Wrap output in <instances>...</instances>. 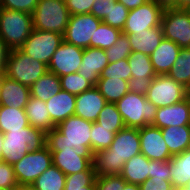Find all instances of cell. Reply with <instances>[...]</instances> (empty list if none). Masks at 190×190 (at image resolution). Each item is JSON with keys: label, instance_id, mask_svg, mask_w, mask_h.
Here are the masks:
<instances>
[{"label": "cell", "instance_id": "f546056e", "mask_svg": "<svg viewBox=\"0 0 190 190\" xmlns=\"http://www.w3.org/2000/svg\"><path fill=\"white\" fill-rule=\"evenodd\" d=\"M60 91V77L49 71L30 87L31 97L38 98L44 102H47L51 97H54Z\"/></svg>", "mask_w": 190, "mask_h": 190}, {"label": "cell", "instance_id": "ac0fdd59", "mask_svg": "<svg viewBox=\"0 0 190 190\" xmlns=\"http://www.w3.org/2000/svg\"><path fill=\"white\" fill-rule=\"evenodd\" d=\"M107 104L106 99L101 95L100 91L93 86L91 89L76 95L75 116L84 120L96 122L99 113Z\"/></svg>", "mask_w": 190, "mask_h": 190}, {"label": "cell", "instance_id": "db71d44e", "mask_svg": "<svg viewBox=\"0 0 190 190\" xmlns=\"http://www.w3.org/2000/svg\"><path fill=\"white\" fill-rule=\"evenodd\" d=\"M123 190H141L140 185L126 183Z\"/></svg>", "mask_w": 190, "mask_h": 190}, {"label": "cell", "instance_id": "11a10c76", "mask_svg": "<svg viewBox=\"0 0 190 190\" xmlns=\"http://www.w3.org/2000/svg\"><path fill=\"white\" fill-rule=\"evenodd\" d=\"M3 134L0 132V161H2Z\"/></svg>", "mask_w": 190, "mask_h": 190}, {"label": "cell", "instance_id": "836d02e7", "mask_svg": "<svg viewBox=\"0 0 190 190\" xmlns=\"http://www.w3.org/2000/svg\"><path fill=\"white\" fill-rule=\"evenodd\" d=\"M101 127L110 129L115 134L125 128L121 114L118 112L116 103H107L99 113L96 121Z\"/></svg>", "mask_w": 190, "mask_h": 190}, {"label": "cell", "instance_id": "7402d4cb", "mask_svg": "<svg viewBox=\"0 0 190 190\" xmlns=\"http://www.w3.org/2000/svg\"><path fill=\"white\" fill-rule=\"evenodd\" d=\"M51 121L57 125L75 114L76 95L61 90L46 102Z\"/></svg>", "mask_w": 190, "mask_h": 190}, {"label": "cell", "instance_id": "d6a6232c", "mask_svg": "<svg viewBox=\"0 0 190 190\" xmlns=\"http://www.w3.org/2000/svg\"><path fill=\"white\" fill-rule=\"evenodd\" d=\"M167 75L186 88L190 86V48L180 49L178 58Z\"/></svg>", "mask_w": 190, "mask_h": 190}, {"label": "cell", "instance_id": "9c48e42d", "mask_svg": "<svg viewBox=\"0 0 190 190\" xmlns=\"http://www.w3.org/2000/svg\"><path fill=\"white\" fill-rule=\"evenodd\" d=\"M52 164V153L47 146L37 151H29L13 164L19 187H30Z\"/></svg>", "mask_w": 190, "mask_h": 190}, {"label": "cell", "instance_id": "4dcf8cb0", "mask_svg": "<svg viewBox=\"0 0 190 190\" xmlns=\"http://www.w3.org/2000/svg\"><path fill=\"white\" fill-rule=\"evenodd\" d=\"M28 126L29 122L25 109L0 106V132L2 134L11 130H22Z\"/></svg>", "mask_w": 190, "mask_h": 190}, {"label": "cell", "instance_id": "8d00e7d4", "mask_svg": "<svg viewBox=\"0 0 190 190\" xmlns=\"http://www.w3.org/2000/svg\"><path fill=\"white\" fill-rule=\"evenodd\" d=\"M121 33V30L102 22L94 34V48L106 50L112 47Z\"/></svg>", "mask_w": 190, "mask_h": 190}, {"label": "cell", "instance_id": "680465c9", "mask_svg": "<svg viewBox=\"0 0 190 190\" xmlns=\"http://www.w3.org/2000/svg\"><path fill=\"white\" fill-rule=\"evenodd\" d=\"M19 190H33L31 187H20Z\"/></svg>", "mask_w": 190, "mask_h": 190}, {"label": "cell", "instance_id": "91938a15", "mask_svg": "<svg viewBox=\"0 0 190 190\" xmlns=\"http://www.w3.org/2000/svg\"><path fill=\"white\" fill-rule=\"evenodd\" d=\"M186 186H187V188L190 189V181L188 182V184Z\"/></svg>", "mask_w": 190, "mask_h": 190}, {"label": "cell", "instance_id": "d6986e66", "mask_svg": "<svg viewBox=\"0 0 190 190\" xmlns=\"http://www.w3.org/2000/svg\"><path fill=\"white\" fill-rule=\"evenodd\" d=\"M108 64L109 61L105 50L88 47L84 49L82 63L78 73L95 86L102 71L108 66Z\"/></svg>", "mask_w": 190, "mask_h": 190}, {"label": "cell", "instance_id": "816d5d0a", "mask_svg": "<svg viewBox=\"0 0 190 190\" xmlns=\"http://www.w3.org/2000/svg\"><path fill=\"white\" fill-rule=\"evenodd\" d=\"M153 2H156L157 4L162 5L164 8H167V7L176 8V0H153Z\"/></svg>", "mask_w": 190, "mask_h": 190}, {"label": "cell", "instance_id": "2e32d148", "mask_svg": "<svg viewBox=\"0 0 190 190\" xmlns=\"http://www.w3.org/2000/svg\"><path fill=\"white\" fill-rule=\"evenodd\" d=\"M154 126L162 129L169 126H190V101H183L157 109Z\"/></svg>", "mask_w": 190, "mask_h": 190}, {"label": "cell", "instance_id": "6f0895ef", "mask_svg": "<svg viewBox=\"0 0 190 190\" xmlns=\"http://www.w3.org/2000/svg\"><path fill=\"white\" fill-rule=\"evenodd\" d=\"M187 98H188L189 101H190V86L187 88Z\"/></svg>", "mask_w": 190, "mask_h": 190}, {"label": "cell", "instance_id": "7c38bea8", "mask_svg": "<svg viewBox=\"0 0 190 190\" xmlns=\"http://www.w3.org/2000/svg\"><path fill=\"white\" fill-rule=\"evenodd\" d=\"M63 41V35L59 33L34 29L20 49L48 66L51 57Z\"/></svg>", "mask_w": 190, "mask_h": 190}, {"label": "cell", "instance_id": "c3c4849f", "mask_svg": "<svg viewBox=\"0 0 190 190\" xmlns=\"http://www.w3.org/2000/svg\"><path fill=\"white\" fill-rule=\"evenodd\" d=\"M110 2L111 0H95L91 9V14H93L96 18L103 20L107 17L108 3Z\"/></svg>", "mask_w": 190, "mask_h": 190}, {"label": "cell", "instance_id": "ee69618b", "mask_svg": "<svg viewBox=\"0 0 190 190\" xmlns=\"http://www.w3.org/2000/svg\"><path fill=\"white\" fill-rule=\"evenodd\" d=\"M127 182L121 175L96 176V190H123Z\"/></svg>", "mask_w": 190, "mask_h": 190}, {"label": "cell", "instance_id": "9f6ffc18", "mask_svg": "<svg viewBox=\"0 0 190 190\" xmlns=\"http://www.w3.org/2000/svg\"><path fill=\"white\" fill-rule=\"evenodd\" d=\"M173 190H190L187 186L174 187Z\"/></svg>", "mask_w": 190, "mask_h": 190}, {"label": "cell", "instance_id": "6da1fadb", "mask_svg": "<svg viewBox=\"0 0 190 190\" xmlns=\"http://www.w3.org/2000/svg\"><path fill=\"white\" fill-rule=\"evenodd\" d=\"M141 153L138 128L119 130L107 149L93 154L96 176L120 175L127 160Z\"/></svg>", "mask_w": 190, "mask_h": 190}, {"label": "cell", "instance_id": "4fadbf2b", "mask_svg": "<svg viewBox=\"0 0 190 190\" xmlns=\"http://www.w3.org/2000/svg\"><path fill=\"white\" fill-rule=\"evenodd\" d=\"M164 7L156 2L149 0L145 4L129 10L124 34H138V32L161 26Z\"/></svg>", "mask_w": 190, "mask_h": 190}, {"label": "cell", "instance_id": "ab89813d", "mask_svg": "<svg viewBox=\"0 0 190 190\" xmlns=\"http://www.w3.org/2000/svg\"><path fill=\"white\" fill-rule=\"evenodd\" d=\"M107 78H118L132 82L131 68L128 59H121L115 63H109L99 77V79Z\"/></svg>", "mask_w": 190, "mask_h": 190}, {"label": "cell", "instance_id": "7a4b0ae2", "mask_svg": "<svg viewBox=\"0 0 190 190\" xmlns=\"http://www.w3.org/2000/svg\"><path fill=\"white\" fill-rule=\"evenodd\" d=\"M91 129V121L70 116L46 133V146L50 152H75L82 157L93 158Z\"/></svg>", "mask_w": 190, "mask_h": 190}, {"label": "cell", "instance_id": "44dd1931", "mask_svg": "<svg viewBox=\"0 0 190 190\" xmlns=\"http://www.w3.org/2000/svg\"><path fill=\"white\" fill-rule=\"evenodd\" d=\"M180 47L173 41L163 38L160 45L150 55L156 75H167L178 58Z\"/></svg>", "mask_w": 190, "mask_h": 190}, {"label": "cell", "instance_id": "f907efd6", "mask_svg": "<svg viewBox=\"0 0 190 190\" xmlns=\"http://www.w3.org/2000/svg\"><path fill=\"white\" fill-rule=\"evenodd\" d=\"M117 1L122 3L128 10H132L145 4L149 0H117Z\"/></svg>", "mask_w": 190, "mask_h": 190}, {"label": "cell", "instance_id": "f6af8a7d", "mask_svg": "<svg viewBox=\"0 0 190 190\" xmlns=\"http://www.w3.org/2000/svg\"><path fill=\"white\" fill-rule=\"evenodd\" d=\"M39 0H1L0 8L32 14Z\"/></svg>", "mask_w": 190, "mask_h": 190}, {"label": "cell", "instance_id": "52a82bcc", "mask_svg": "<svg viewBox=\"0 0 190 190\" xmlns=\"http://www.w3.org/2000/svg\"><path fill=\"white\" fill-rule=\"evenodd\" d=\"M47 72V65L33 59L20 48H17L10 50L4 75L23 85L31 87Z\"/></svg>", "mask_w": 190, "mask_h": 190}, {"label": "cell", "instance_id": "1f68e13d", "mask_svg": "<svg viewBox=\"0 0 190 190\" xmlns=\"http://www.w3.org/2000/svg\"><path fill=\"white\" fill-rule=\"evenodd\" d=\"M66 175L55 165H51L30 186L33 190H64Z\"/></svg>", "mask_w": 190, "mask_h": 190}, {"label": "cell", "instance_id": "cb8c5ba5", "mask_svg": "<svg viewBox=\"0 0 190 190\" xmlns=\"http://www.w3.org/2000/svg\"><path fill=\"white\" fill-rule=\"evenodd\" d=\"M132 52H142L150 56L160 45L164 35L162 27L150 28L138 34H127Z\"/></svg>", "mask_w": 190, "mask_h": 190}, {"label": "cell", "instance_id": "94428289", "mask_svg": "<svg viewBox=\"0 0 190 190\" xmlns=\"http://www.w3.org/2000/svg\"><path fill=\"white\" fill-rule=\"evenodd\" d=\"M0 190H19V189H0Z\"/></svg>", "mask_w": 190, "mask_h": 190}, {"label": "cell", "instance_id": "5b68a950", "mask_svg": "<svg viewBox=\"0 0 190 190\" xmlns=\"http://www.w3.org/2000/svg\"><path fill=\"white\" fill-rule=\"evenodd\" d=\"M33 30L32 14L0 8V38L11 50L20 48Z\"/></svg>", "mask_w": 190, "mask_h": 190}, {"label": "cell", "instance_id": "7dc6e473", "mask_svg": "<svg viewBox=\"0 0 190 190\" xmlns=\"http://www.w3.org/2000/svg\"><path fill=\"white\" fill-rule=\"evenodd\" d=\"M170 181H151L147 179L140 185L141 190H173Z\"/></svg>", "mask_w": 190, "mask_h": 190}, {"label": "cell", "instance_id": "603a6c76", "mask_svg": "<svg viewBox=\"0 0 190 190\" xmlns=\"http://www.w3.org/2000/svg\"><path fill=\"white\" fill-rule=\"evenodd\" d=\"M53 165L58 167L66 176L81 171H95L93 158H85L75 152H51Z\"/></svg>", "mask_w": 190, "mask_h": 190}, {"label": "cell", "instance_id": "f35d334b", "mask_svg": "<svg viewBox=\"0 0 190 190\" xmlns=\"http://www.w3.org/2000/svg\"><path fill=\"white\" fill-rule=\"evenodd\" d=\"M60 82L61 90L67 91L73 95H79L93 87V85L84 79L78 72L61 76Z\"/></svg>", "mask_w": 190, "mask_h": 190}, {"label": "cell", "instance_id": "8992f818", "mask_svg": "<svg viewBox=\"0 0 190 190\" xmlns=\"http://www.w3.org/2000/svg\"><path fill=\"white\" fill-rule=\"evenodd\" d=\"M70 12L62 0H39L32 13L33 28L41 31L64 34Z\"/></svg>", "mask_w": 190, "mask_h": 190}, {"label": "cell", "instance_id": "ba28073f", "mask_svg": "<svg viewBox=\"0 0 190 190\" xmlns=\"http://www.w3.org/2000/svg\"><path fill=\"white\" fill-rule=\"evenodd\" d=\"M143 90L146 99L157 108L170 106L187 98V88L168 75H156Z\"/></svg>", "mask_w": 190, "mask_h": 190}, {"label": "cell", "instance_id": "74e56055", "mask_svg": "<svg viewBox=\"0 0 190 190\" xmlns=\"http://www.w3.org/2000/svg\"><path fill=\"white\" fill-rule=\"evenodd\" d=\"M114 136L115 133L110 132V129L101 127L97 122H92L91 152L94 154L97 151L109 148L114 140Z\"/></svg>", "mask_w": 190, "mask_h": 190}, {"label": "cell", "instance_id": "7bdbcfd3", "mask_svg": "<svg viewBox=\"0 0 190 190\" xmlns=\"http://www.w3.org/2000/svg\"><path fill=\"white\" fill-rule=\"evenodd\" d=\"M0 189H20L13 165L0 161Z\"/></svg>", "mask_w": 190, "mask_h": 190}, {"label": "cell", "instance_id": "d4e9b609", "mask_svg": "<svg viewBox=\"0 0 190 190\" xmlns=\"http://www.w3.org/2000/svg\"><path fill=\"white\" fill-rule=\"evenodd\" d=\"M25 113L27 115L29 125L40 129L45 133L50 132L56 126L51 121L46 102L38 98L30 97L27 105L25 106Z\"/></svg>", "mask_w": 190, "mask_h": 190}, {"label": "cell", "instance_id": "30bf717a", "mask_svg": "<svg viewBox=\"0 0 190 190\" xmlns=\"http://www.w3.org/2000/svg\"><path fill=\"white\" fill-rule=\"evenodd\" d=\"M161 27L165 39L175 42L180 48H190V9L165 8Z\"/></svg>", "mask_w": 190, "mask_h": 190}, {"label": "cell", "instance_id": "8fae6325", "mask_svg": "<svg viewBox=\"0 0 190 190\" xmlns=\"http://www.w3.org/2000/svg\"><path fill=\"white\" fill-rule=\"evenodd\" d=\"M102 23L93 14L71 15L63 34L65 42L80 48H94V34Z\"/></svg>", "mask_w": 190, "mask_h": 190}, {"label": "cell", "instance_id": "e0dca14e", "mask_svg": "<svg viewBox=\"0 0 190 190\" xmlns=\"http://www.w3.org/2000/svg\"><path fill=\"white\" fill-rule=\"evenodd\" d=\"M30 97V87L23 85L6 75L0 76L1 105L10 108L25 109Z\"/></svg>", "mask_w": 190, "mask_h": 190}, {"label": "cell", "instance_id": "484cf974", "mask_svg": "<svg viewBox=\"0 0 190 190\" xmlns=\"http://www.w3.org/2000/svg\"><path fill=\"white\" fill-rule=\"evenodd\" d=\"M120 175L127 183L141 185L150 178V160L140 153L125 162Z\"/></svg>", "mask_w": 190, "mask_h": 190}, {"label": "cell", "instance_id": "4316f807", "mask_svg": "<svg viewBox=\"0 0 190 190\" xmlns=\"http://www.w3.org/2000/svg\"><path fill=\"white\" fill-rule=\"evenodd\" d=\"M163 139L172 156L190 148V126L166 127L161 129Z\"/></svg>", "mask_w": 190, "mask_h": 190}, {"label": "cell", "instance_id": "681fc988", "mask_svg": "<svg viewBox=\"0 0 190 190\" xmlns=\"http://www.w3.org/2000/svg\"><path fill=\"white\" fill-rule=\"evenodd\" d=\"M10 50L11 49L0 38V76L5 74L6 63L8 60V55L10 53Z\"/></svg>", "mask_w": 190, "mask_h": 190}, {"label": "cell", "instance_id": "d590c367", "mask_svg": "<svg viewBox=\"0 0 190 190\" xmlns=\"http://www.w3.org/2000/svg\"><path fill=\"white\" fill-rule=\"evenodd\" d=\"M128 13L129 10L122 3L117 0H111L108 3L107 17L102 22L122 31L125 27Z\"/></svg>", "mask_w": 190, "mask_h": 190}, {"label": "cell", "instance_id": "ffe728a7", "mask_svg": "<svg viewBox=\"0 0 190 190\" xmlns=\"http://www.w3.org/2000/svg\"><path fill=\"white\" fill-rule=\"evenodd\" d=\"M127 59L131 68L132 88L144 89L156 76L150 56L134 51Z\"/></svg>", "mask_w": 190, "mask_h": 190}, {"label": "cell", "instance_id": "83f0119b", "mask_svg": "<svg viewBox=\"0 0 190 190\" xmlns=\"http://www.w3.org/2000/svg\"><path fill=\"white\" fill-rule=\"evenodd\" d=\"M170 183L173 187L186 186L190 181V148L170 159Z\"/></svg>", "mask_w": 190, "mask_h": 190}, {"label": "cell", "instance_id": "5bb4252c", "mask_svg": "<svg viewBox=\"0 0 190 190\" xmlns=\"http://www.w3.org/2000/svg\"><path fill=\"white\" fill-rule=\"evenodd\" d=\"M84 49L65 41L58 47L47 66L48 71L61 77L78 72Z\"/></svg>", "mask_w": 190, "mask_h": 190}, {"label": "cell", "instance_id": "60d3db41", "mask_svg": "<svg viewBox=\"0 0 190 190\" xmlns=\"http://www.w3.org/2000/svg\"><path fill=\"white\" fill-rule=\"evenodd\" d=\"M131 52L132 50L128 36L124 33H121L112 47L105 50L109 63H115L121 59H127Z\"/></svg>", "mask_w": 190, "mask_h": 190}, {"label": "cell", "instance_id": "3957f363", "mask_svg": "<svg viewBox=\"0 0 190 190\" xmlns=\"http://www.w3.org/2000/svg\"><path fill=\"white\" fill-rule=\"evenodd\" d=\"M46 146V133L31 125L22 130L3 133L2 161L13 165L29 151H37Z\"/></svg>", "mask_w": 190, "mask_h": 190}, {"label": "cell", "instance_id": "f1b7e54d", "mask_svg": "<svg viewBox=\"0 0 190 190\" xmlns=\"http://www.w3.org/2000/svg\"><path fill=\"white\" fill-rule=\"evenodd\" d=\"M95 87L107 103H116L132 89L130 81L118 78L98 79Z\"/></svg>", "mask_w": 190, "mask_h": 190}, {"label": "cell", "instance_id": "b9f144b4", "mask_svg": "<svg viewBox=\"0 0 190 190\" xmlns=\"http://www.w3.org/2000/svg\"><path fill=\"white\" fill-rule=\"evenodd\" d=\"M151 181H170V160H150V178Z\"/></svg>", "mask_w": 190, "mask_h": 190}, {"label": "cell", "instance_id": "9a60e30c", "mask_svg": "<svg viewBox=\"0 0 190 190\" xmlns=\"http://www.w3.org/2000/svg\"><path fill=\"white\" fill-rule=\"evenodd\" d=\"M138 131L141 154H144L149 160L169 161L172 158L160 128L146 125L139 128Z\"/></svg>", "mask_w": 190, "mask_h": 190}, {"label": "cell", "instance_id": "277c9868", "mask_svg": "<svg viewBox=\"0 0 190 190\" xmlns=\"http://www.w3.org/2000/svg\"><path fill=\"white\" fill-rule=\"evenodd\" d=\"M116 105L127 128L153 125L158 109L146 99L144 90L137 88H132Z\"/></svg>", "mask_w": 190, "mask_h": 190}, {"label": "cell", "instance_id": "bcb514c9", "mask_svg": "<svg viewBox=\"0 0 190 190\" xmlns=\"http://www.w3.org/2000/svg\"><path fill=\"white\" fill-rule=\"evenodd\" d=\"M70 15L89 14L95 0H66Z\"/></svg>", "mask_w": 190, "mask_h": 190}, {"label": "cell", "instance_id": "e575fe53", "mask_svg": "<svg viewBox=\"0 0 190 190\" xmlns=\"http://www.w3.org/2000/svg\"><path fill=\"white\" fill-rule=\"evenodd\" d=\"M95 171H81L66 176L64 190H96Z\"/></svg>", "mask_w": 190, "mask_h": 190}, {"label": "cell", "instance_id": "f5cc1de1", "mask_svg": "<svg viewBox=\"0 0 190 190\" xmlns=\"http://www.w3.org/2000/svg\"><path fill=\"white\" fill-rule=\"evenodd\" d=\"M176 8L190 9V0H176Z\"/></svg>", "mask_w": 190, "mask_h": 190}]
</instances>
